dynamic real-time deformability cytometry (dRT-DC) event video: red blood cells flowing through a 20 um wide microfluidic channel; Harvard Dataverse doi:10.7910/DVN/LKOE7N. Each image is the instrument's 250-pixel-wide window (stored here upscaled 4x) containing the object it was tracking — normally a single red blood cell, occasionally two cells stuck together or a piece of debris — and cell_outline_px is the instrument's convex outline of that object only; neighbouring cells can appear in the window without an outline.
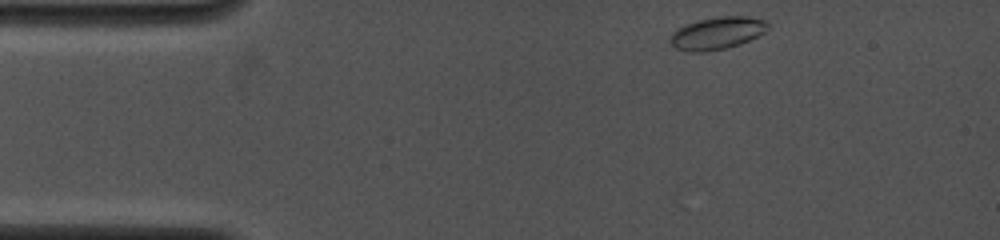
{"species": "common noctule bat (a hibernating species)", "species_latin": "Nyctalus noctula", "temperature_condition": "cold", "stored_images_in_passage": 50, "camera_frame_rate_fps": 4000, "um_per_image_px": 0.085, "animal": {"sex": "female", "body_mass_g": 19.0, "forearm_length_mm": 53.3}, "frame": {"image": 1, "passage_image": 1, "time_ms": 0.0, "image_size_px": [1000, 240], "cell_outline_px": [[768, 28], [764, 32], [740, 44], [724, 48], [704, 52], [688, 52], [676, 48], [672, 44], [672, 32], [676, 28], [700, 20], [720, 16], [748, 16], [768, 20]], "centroid_in_image_um": [60.98, 2.81], "position_along_channel_um": 24.0, "area_um2": 18.21}}
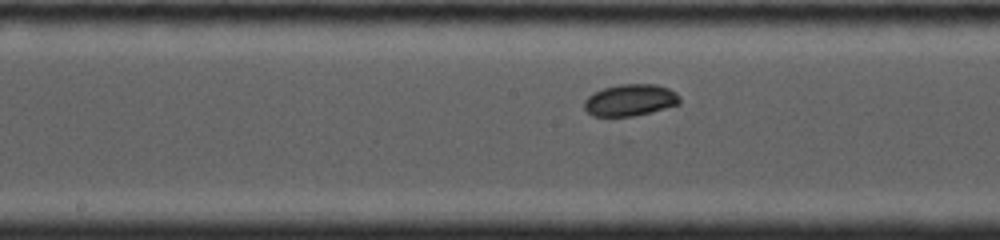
{"frame": {"image": 2, "passage_image": 21, "time_ms": 5.75, "image_size_px": [1000, 240], "cell_outline_px": [[680, 104], [632, 116], [592, 116], [584, 108], [584, 100], [592, 92], [604, 88], [620, 84], [656, 84], [668, 88], [676, 92], [680, 96]], "centroid_in_image_um": [53.55, 8.5], "position_along_channel_um": 194.6, "area_um2": 17.63}}
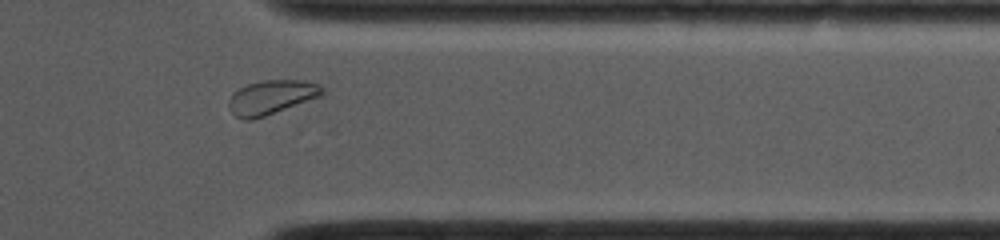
{"frame": {"image": 3, "passage_image": 43, "time_ms": 10.5, "image_size_px": [1000, 240], "cell_outline_px": [[324, 96], [264, 116], [248, 120], [244, 120], [236, 116], [228, 108], [228, 100], [232, 92], [248, 84], [264, 80], [304, 80], [320, 84], [324, 88]], "centroid_in_image_um": [23.1, 8.26], "position_along_channel_um": 388.3, "area_um2": 18.84}, "authors_computed_cell_mechanics": {"area_um2": 17.629, "velocity_mm_per_s": 4.0688, "shape_relaxation_time_tau1_ms": 2.0207, "shape_relaxation_time_tau2_ms": null, "deformation_change_tau1": 0.043, "deformation_change_tau2": null}}